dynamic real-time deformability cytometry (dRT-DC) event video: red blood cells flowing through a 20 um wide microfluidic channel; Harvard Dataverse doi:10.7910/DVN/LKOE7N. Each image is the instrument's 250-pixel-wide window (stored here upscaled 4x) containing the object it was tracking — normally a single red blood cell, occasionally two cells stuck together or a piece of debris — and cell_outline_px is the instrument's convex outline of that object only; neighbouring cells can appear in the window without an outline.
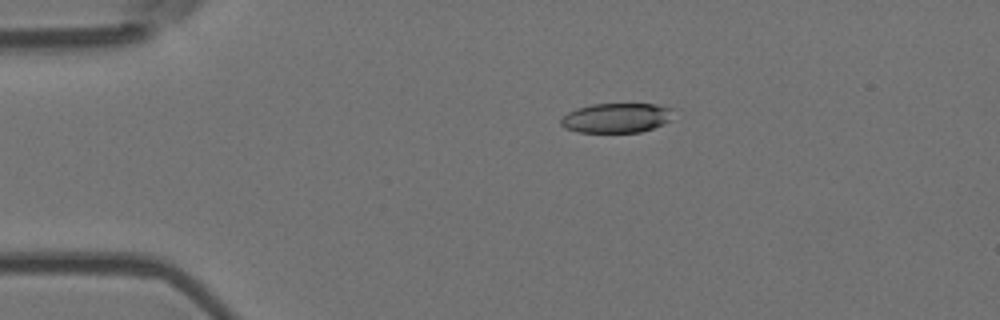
{"species": "Egyptian fruit bat (a non-hibernating species)", "species_latin": "Rousettus aegyptiacus", "temperature_condition": "room temperature", "stored_images_in_passage": 5, "camera_frame_rate_fps": 3000, "um_per_image_px": 0.085, "animal": {"sex": "female"}, "frame": {"image": 1, "passage_image": 3, "time_ms": 0.667, "image_size_px": [1000, 320], "cell_outline_px": [[672, 120], [664, 124], [640, 132], [576, 132], [564, 128], [560, 124], [560, 120], [568, 112], [576, 108], [592, 104], [656, 104], [672, 108]], "centroid_in_image_um": [52.39, 10.02], "position_along_channel_um": 32.6, "area_um2": 19.54}}
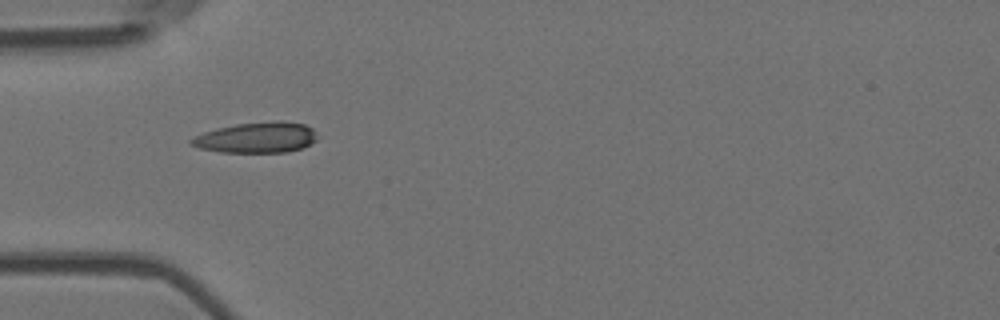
{"frame": {"image": 2, "passage_image": 4, "time_ms": 1.0, "image_size_px": [1000, 320], "cell_outline_px": [[320, 136], [316, 140], [300, 148], [288, 152], [220, 152], [200, 148], [188, 144], [188, 140], [204, 132], [216, 128], [236, 124], [272, 120], [280, 120], [304, 124], [312, 128]], "centroid_in_image_um": [21.81, 11.68], "position_along_channel_um": 63.2, "area_um2": 22.72}}
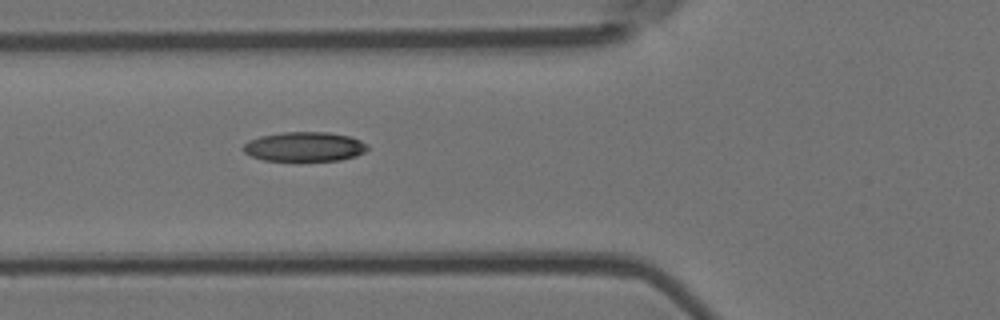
{"frame": {"image": 3, "passage_image": 5, "time_ms": 1.333, "image_size_px": [1000, 320], "cell_outline_px": [[368, 148], [364, 152], [356, 156], [340, 160], [264, 160], [252, 156], [244, 152], [240, 148], [248, 140], [260, 136], [284, 132], [328, 132], [352, 136], [368, 144]], "centroid_in_image_um": [25.89, 12.45], "position_along_channel_um": 99.9, "area_um2": 21.39}}